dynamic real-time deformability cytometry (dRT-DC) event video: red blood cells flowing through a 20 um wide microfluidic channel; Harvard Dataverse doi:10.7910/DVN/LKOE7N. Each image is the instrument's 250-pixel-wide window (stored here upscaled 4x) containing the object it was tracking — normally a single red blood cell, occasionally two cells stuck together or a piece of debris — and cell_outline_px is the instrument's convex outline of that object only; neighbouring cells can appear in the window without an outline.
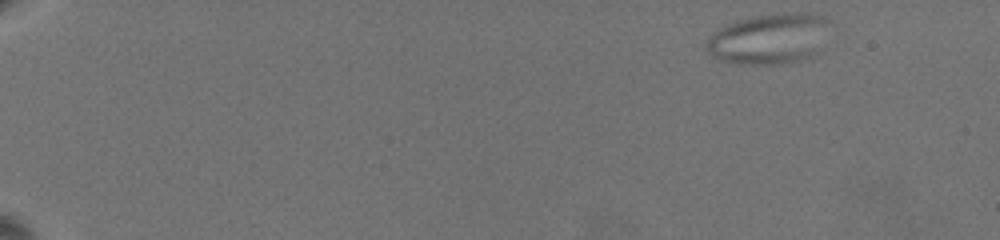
{"species": "common noctule bat (a hibernating species)", "species_latin": "Nyctalus noctula", "temperature_condition": "warm", "stored_images_in_passage": 53, "camera_frame_rate_fps": 3000, "um_per_image_px": 0.085, "animal": {"sex": "female", "body_mass_g": 19.5, "forearm_length_mm": 54.1}, "frame": {"image": 1, "passage_image": 1, "time_ms": 0.0, "image_size_px": [1000, 240], "cell_outline_px": [[832, 20], [816, 52], [800, 60], [780, 64], [736, 64], [720, 60], [712, 56], [704, 48], [704, 44], [708, 36], [720, 28], [728, 24], [740, 20], [756, 16], [800, 12], [812, 12], [824, 16]], "centroid_in_image_um": [65.35, 3.29], "position_along_channel_um": 19.6, "area_um2": 36.3}}
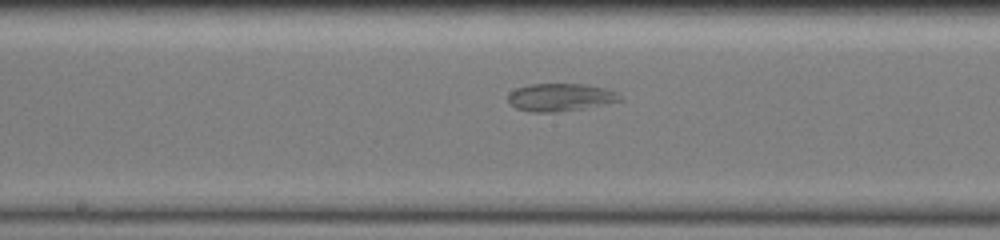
{"frame": {"image": 2, "passage_image": 35, "time_ms": 10.0, "image_size_px": [1000, 240], "cell_outline_px": [[620, 100], [580, 108], [556, 112], [532, 112], [516, 108], [508, 100], [508, 96], [516, 88], [528, 84], [584, 84], [604, 88], [616, 92]], "centroid_in_image_um": [47.55, 8.26], "position_along_channel_um": 200.6, "area_um2": 17.51}}
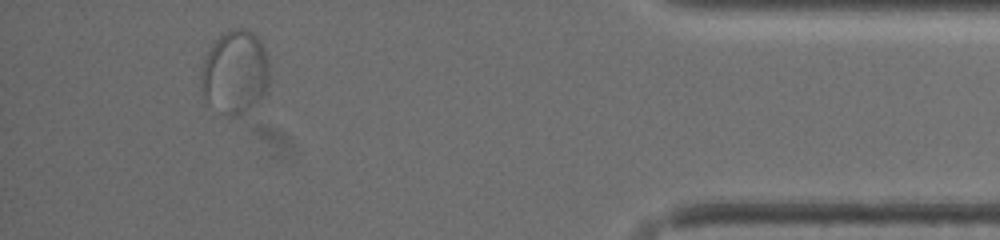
{"frame": {"image": 3, "passage_image": 49, "time_ms": 17.333, "image_size_px": [1000, 240], "cell_outline_px": [[268, 84], [264, 96], [248, 112], [236, 116], [224, 116], [204, 96], [200, 88], [200, 72], [204, 60], [212, 44], [220, 36], [236, 28], [248, 28], [260, 40], [268, 60]], "centroid_in_image_um": [19.98, 6.17], "position_along_channel_um": 415.2, "area_um2": 33.35}}